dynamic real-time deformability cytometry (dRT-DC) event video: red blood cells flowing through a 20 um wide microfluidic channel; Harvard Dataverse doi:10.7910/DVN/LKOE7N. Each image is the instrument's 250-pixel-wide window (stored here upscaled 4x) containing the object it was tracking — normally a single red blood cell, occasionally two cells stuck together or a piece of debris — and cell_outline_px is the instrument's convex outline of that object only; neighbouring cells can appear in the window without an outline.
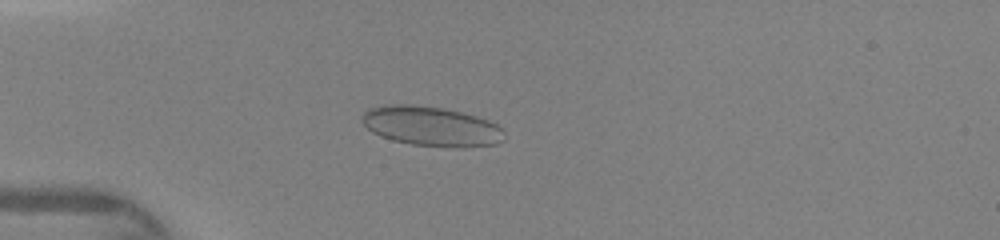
{"species": "human", "species_latin": "Homo sapiens", "temperature_condition": "warm", "stored_images_in_passage": 43, "camera_frame_rate_fps": 3000, "um_per_image_px": 0.085, "donor": {"sex": "female"}, "frame": {"image": 1, "passage_image": 10, "time_ms": 3.0, "image_size_px": [1000, 240], "cell_outline_px": [[504, 140], [496, 144], [456, 148], [412, 144], [392, 140], [380, 136], [372, 132], [360, 120], [360, 116], [368, 108], [384, 104], [408, 104], [444, 108], [476, 116], [488, 120], [496, 124], [504, 132]], "centroid_in_image_um": [36.62, 10.73], "position_along_channel_um": 48.4, "area_um2": 33.06}}
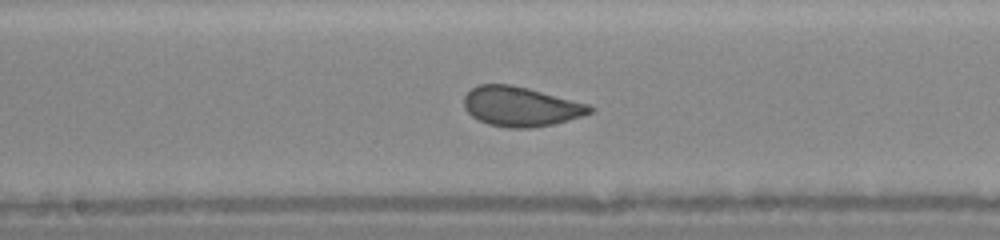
{"frame": {"image": 2, "passage_image": 22, "time_ms": 7.0, "image_size_px": [1000, 240], "cell_outline_px": [[596, 108], [592, 112], [568, 120], [532, 128], [512, 128], [488, 124], [472, 116], [464, 108], [464, 96], [472, 88], [480, 84], [512, 84], [528, 88], [588, 104]], "centroid_in_image_um": [44.25, 9.05], "position_along_channel_um": 204.0, "area_um2": 28.84}}
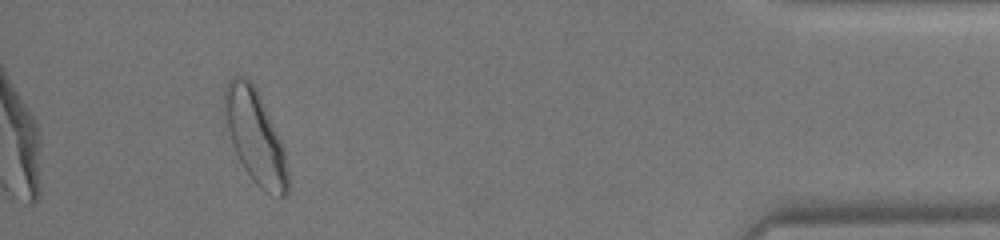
{"frame": {"image": 3, "passage_image": 40, "time_ms": 13.0, "image_size_px": [1000, 240], "cell_outline_px": [[288, 192], [284, 196], [280, 196], [264, 192], [252, 180], [244, 168], [236, 152], [220, 116], [224, 88], [228, 80], [232, 76], [244, 76], [252, 80], [260, 96], [284, 148], [288, 172]], "centroid_in_image_um": [21.62, 11.56], "position_along_channel_um": 413.6, "area_um2": 35.03}}